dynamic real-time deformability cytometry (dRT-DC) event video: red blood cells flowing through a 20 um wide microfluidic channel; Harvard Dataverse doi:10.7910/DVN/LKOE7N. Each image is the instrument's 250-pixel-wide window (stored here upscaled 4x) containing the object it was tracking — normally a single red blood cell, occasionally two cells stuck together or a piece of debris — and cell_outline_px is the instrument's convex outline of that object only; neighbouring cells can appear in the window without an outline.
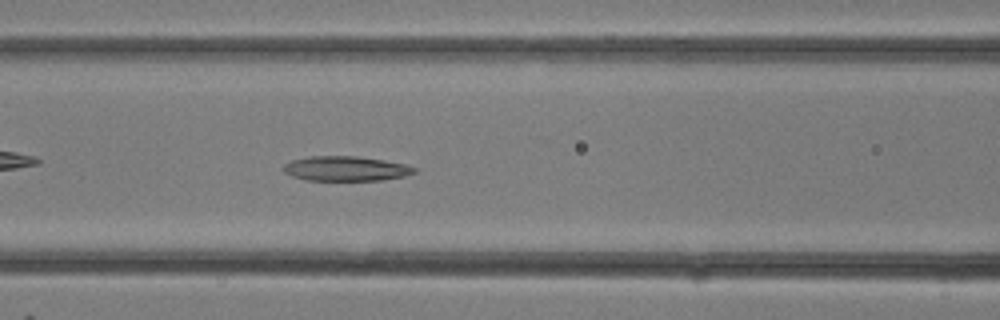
{"species": "common noctule bat (a hibernating species)", "species_latin": "Nyctalus noctula", "temperature_condition": "room temperature", "stored_images_in_passage": 15, "camera_frame_rate_fps": 3000, "um_per_image_px": 0.085, "animal": {"sex": "female"}, "frame": {"image": 1, "passage_image": 13, "time_ms": 4.0, "image_size_px": [1000, 320], "cell_outline_px": [[416, 172], [404, 176], [380, 180], [308, 180], [292, 176], [284, 172], [280, 168], [284, 164], [292, 160], [308, 156], [356, 156], [384, 160], [404, 164], [416, 168]], "centroid_in_image_um": [29.35, 14.32], "position_along_channel_um": 137.3, "area_um2": 18.84}}
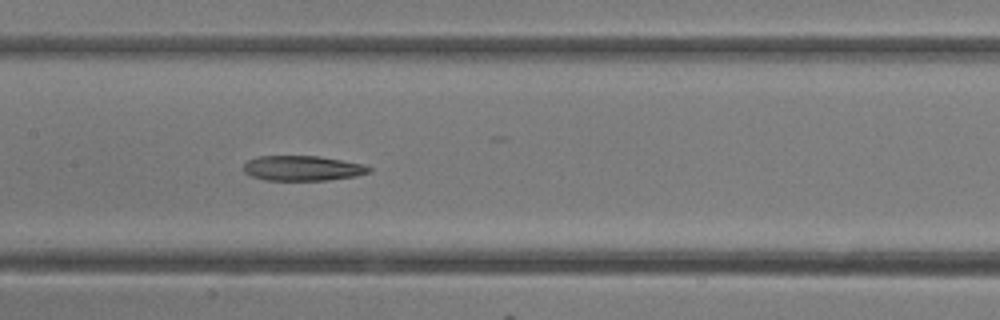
{"frame": {"image": 2, "passage_image": 15, "time_ms": 4.667, "image_size_px": [1000, 320], "cell_outline_px": [[372, 172], [356, 176], [328, 180], [264, 180], [252, 176], [244, 172], [240, 168], [248, 160], [256, 156], [320, 156], [364, 164], [372, 168]], "centroid_in_image_um": [25.71, 14.29], "position_along_channel_um": 181.7, "area_um2": 18.55}}